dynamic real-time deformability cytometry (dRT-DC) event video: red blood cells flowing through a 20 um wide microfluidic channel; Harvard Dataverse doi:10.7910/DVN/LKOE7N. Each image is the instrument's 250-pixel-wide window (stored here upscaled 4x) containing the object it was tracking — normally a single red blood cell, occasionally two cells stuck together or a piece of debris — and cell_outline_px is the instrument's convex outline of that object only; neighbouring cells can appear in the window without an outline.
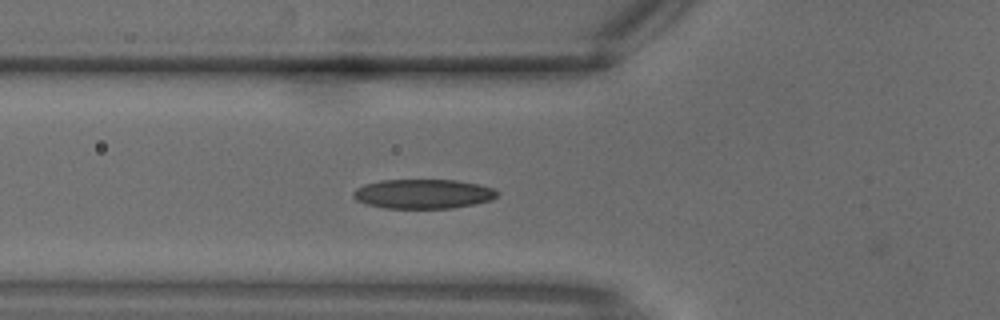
{"species": "common noctule bat (a hibernating species)", "species_latin": "Nyctalus noctula", "temperature_condition": "warm", "stored_images_in_passage": 14, "camera_frame_rate_fps": 3000, "um_per_image_px": 0.085, "animal": {"sex": "male", "body_mass_g": 18.8}, "frame": {"image": 1, "passage_image": 10, "time_ms": 3.0, "image_size_px": [1000, 320], "cell_outline_px": [[500, 192], [492, 200], [476, 204], [452, 208], [384, 208], [368, 204], [356, 200], [352, 196], [352, 192], [356, 188], [364, 184], [380, 180], [456, 180], [480, 184], [492, 188]], "centroid_in_image_um": [35.97, 16.48], "position_along_channel_um": 89.8, "area_um2": 24.85}}